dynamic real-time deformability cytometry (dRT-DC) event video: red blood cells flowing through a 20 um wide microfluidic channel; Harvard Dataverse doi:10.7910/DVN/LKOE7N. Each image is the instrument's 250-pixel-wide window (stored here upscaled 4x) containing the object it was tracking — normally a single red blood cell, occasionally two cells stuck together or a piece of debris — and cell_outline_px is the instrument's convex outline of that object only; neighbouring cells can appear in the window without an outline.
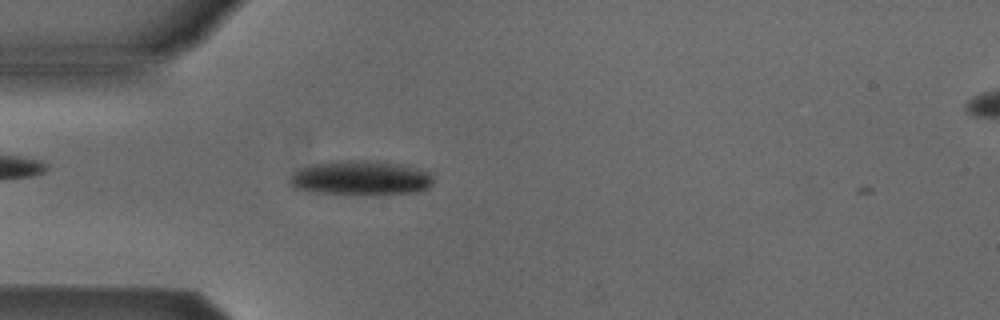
{"species": "Egyptian fruit bat (a non-hibernating species)", "species_latin": "Rousettus aegyptiacus", "temperature_condition": "cold", "stored_images_in_passage": 4, "camera_frame_rate_fps": 3000, "um_per_image_px": 0.085, "animal": {"sex": "male"}, "frame": {"image": 1, "passage_image": 3, "time_ms": 0.667, "image_size_px": [1000, 320], "cell_outline_px": [[432, 184], [428, 188], [416, 192], [376, 196], [356, 196], [308, 192], [292, 188], [288, 184], [288, 176], [296, 168], [312, 164], [336, 160], [368, 160], [404, 164], [432, 172]], "centroid_in_image_um": [30.59, 15.15], "position_along_channel_um": 54.4, "area_um2": 30.52}}